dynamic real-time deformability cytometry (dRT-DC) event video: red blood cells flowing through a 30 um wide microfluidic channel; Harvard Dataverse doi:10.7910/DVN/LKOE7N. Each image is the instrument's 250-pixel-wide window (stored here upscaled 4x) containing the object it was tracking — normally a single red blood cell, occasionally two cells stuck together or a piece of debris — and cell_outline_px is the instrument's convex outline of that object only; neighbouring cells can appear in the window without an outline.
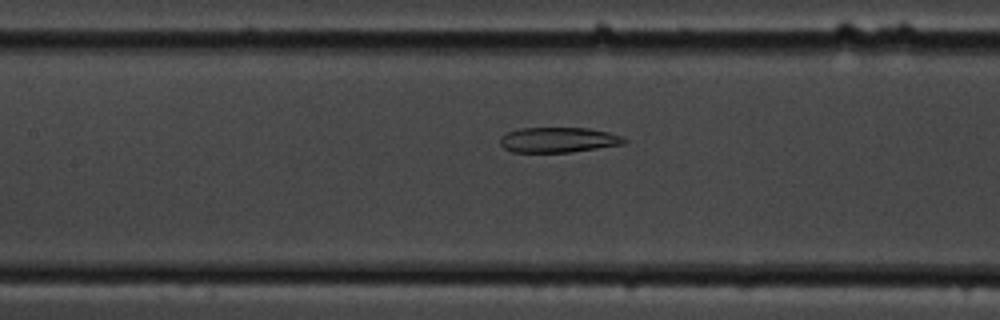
{"species": "common noctule bat (a hibernating species)", "species_latin": "Nyctalus noctula", "temperature_condition": "cold", "stored_images_in_passage": 50, "camera_frame_rate_fps": 3000, "um_per_image_px": 0.085, "animal": {"sex": "male", "body_mass_g": 19.5, "forearm_length_mm": 54.6}, "frame": {"image": 1, "passage_image": 18, "time_ms": 5.667, "image_size_px": [1000, 320], "cell_outline_px": [[628, 140], [624, 144], [572, 152], [512, 152], [504, 148], [500, 144], [500, 136], [508, 132], [520, 128], [588, 128], [608, 132], [620, 136]], "centroid_in_image_um": [47.44, 11.89], "position_along_channel_um": 160.0, "area_um2": 18.21}}
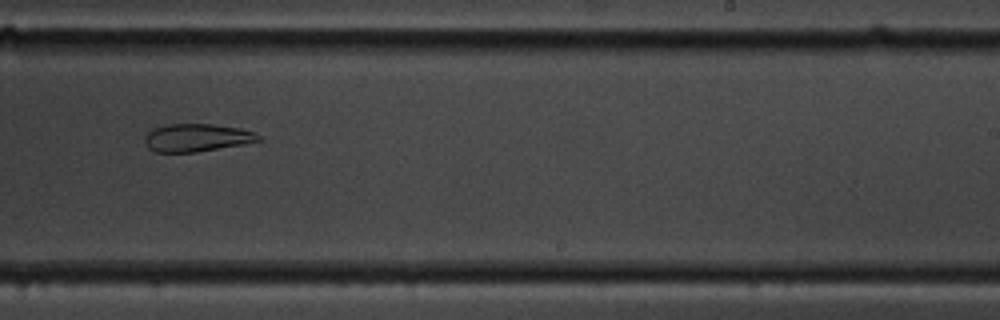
{"frame": {"image": 2, "passage_image": 28, "time_ms": 9.0, "image_size_px": [1000, 320], "cell_outline_px": [[264, 140], [196, 152], [156, 152], [148, 148], [144, 140], [144, 136], [152, 128], [168, 124], [212, 124], [240, 128], [252, 132], [260, 136]], "centroid_in_image_um": [16.69, 11.7], "position_along_channel_um": 272.3, "area_um2": 18.38}}
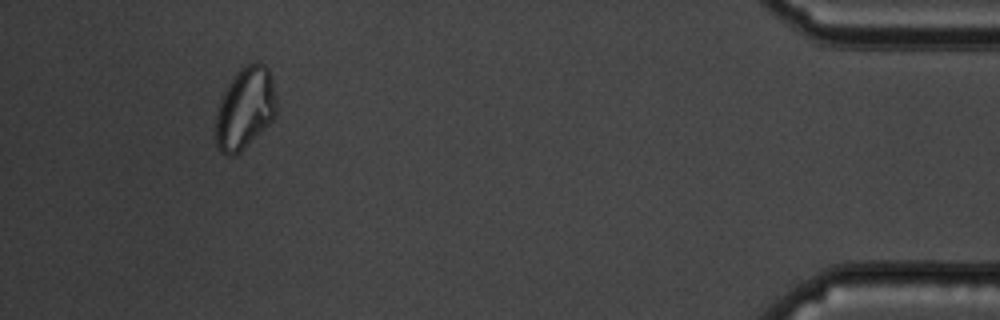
{"frame": {"image": 3, "passage_image": 46, "time_ms": 15.0, "image_size_px": [1000, 320], "cell_outline_px": [[276, 116], [236, 156], [228, 156], [220, 152], [216, 144], [216, 116], [224, 92], [232, 76], [240, 68], [256, 60], [264, 64], [268, 68], [272, 80], [276, 100]], "centroid_in_image_um": [20.83, 9.2], "position_along_channel_um": 414.4, "area_um2": 28.84}}